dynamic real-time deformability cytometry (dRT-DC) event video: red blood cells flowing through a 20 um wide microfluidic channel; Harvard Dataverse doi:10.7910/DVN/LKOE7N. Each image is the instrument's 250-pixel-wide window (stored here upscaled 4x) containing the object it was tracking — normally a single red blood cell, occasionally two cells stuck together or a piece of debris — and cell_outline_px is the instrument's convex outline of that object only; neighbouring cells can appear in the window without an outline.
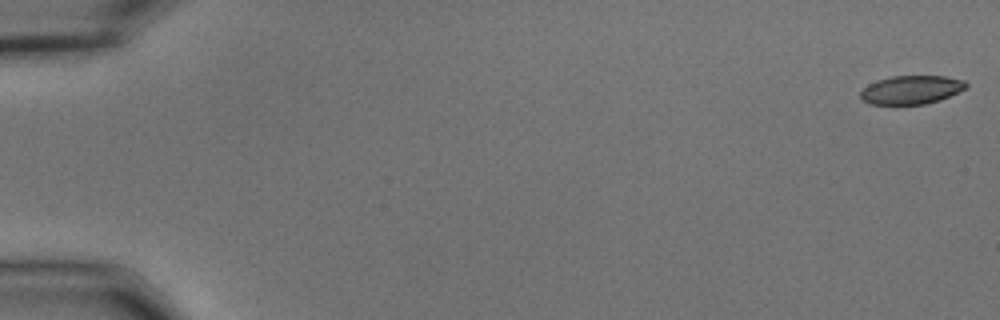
{"species": "common noctule bat (a hibernating species)", "species_latin": "Nyctalus noctula", "temperature_condition": "cold", "stored_images_in_passage": 56, "camera_frame_rate_fps": 3000, "um_per_image_px": 0.085, "animal": {"sex": "male", "body_mass_g": 15.6}, "frame": {"image": 1, "passage_image": 1, "time_ms": 0.0, "image_size_px": [1000, 320], "cell_outline_px": [[968, 84], [964, 88], [948, 96], [924, 104], [868, 104], [860, 96], [860, 92], [868, 84], [876, 80], [892, 76], [944, 76], [964, 80]], "centroid_in_image_um": [77.41, 7.62], "position_along_channel_um": 7.6, "area_um2": 17.28}}
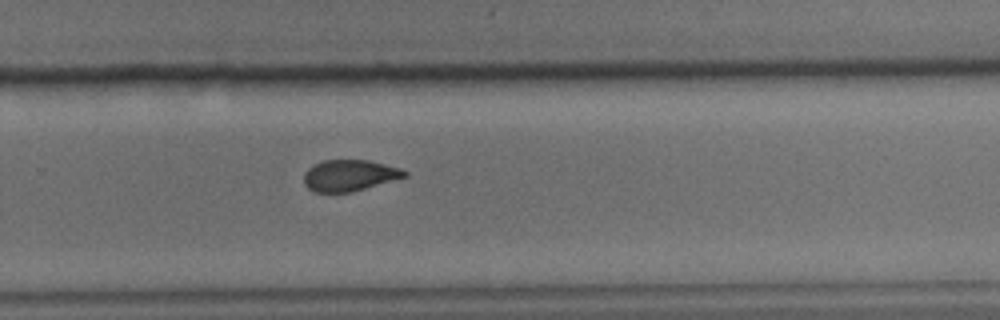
{"frame": {"image": 2, "passage_image": 38, "time_ms": 12.333, "image_size_px": [1000, 320], "cell_outline_px": [[408, 176], [352, 192], [316, 192], [308, 188], [304, 184], [304, 172], [312, 164], [324, 160], [368, 160], [400, 168], [408, 172]], "centroid_in_image_um": [29.69, 14.91], "position_along_channel_um": 300.1, "area_um2": 18.38}}
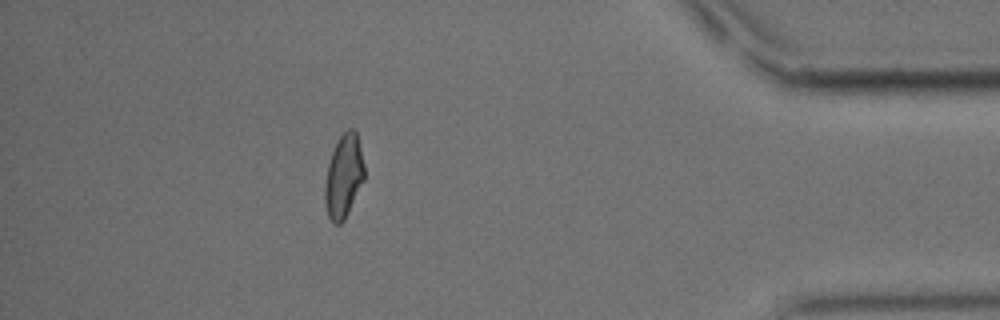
{"frame": {"image": 3, "passage_image": 50, "time_ms": 16.333, "image_size_px": [1000, 320], "cell_outline_px": [[364, 180], [344, 220], [340, 224], [332, 224], [328, 216], [324, 200], [324, 180], [328, 164], [336, 140], [348, 128], [352, 128], [356, 132], [364, 164]], "centroid_in_image_um": [29.19, 14.99], "position_along_channel_um": 406.0, "area_um2": 19.25}, "authors_computed_cell_mechanics": {"area_um2": 19.3052, "velocity_mm_per_s": 3.6489, "shape_relaxation_time_tau1_ms": 6.0375, "shape_relaxation_time_tau2_ms": 3.3076, "deformation_change_tau1": 0.1478, "deformation_change_tau2": 0.0885}}